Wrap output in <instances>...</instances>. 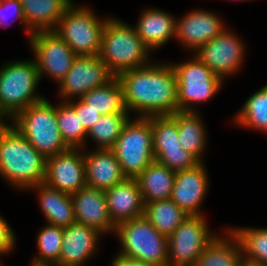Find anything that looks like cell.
Segmentation results:
<instances>
[{
	"instance_id": "6da1fadb",
	"label": "cell",
	"mask_w": 267,
	"mask_h": 266,
	"mask_svg": "<svg viewBox=\"0 0 267 266\" xmlns=\"http://www.w3.org/2000/svg\"><path fill=\"white\" fill-rule=\"evenodd\" d=\"M121 84L128 112L137 117L172 115L179 112L177 77L171 63H154L121 72Z\"/></svg>"
},
{
	"instance_id": "7a4b0ae2",
	"label": "cell",
	"mask_w": 267,
	"mask_h": 266,
	"mask_svg": "<svg viewBox=\"0 0 267 266\" xmlns=\"http://www.w3.org/2000/svg\"><path fill=\"white\" fill-rule=\"evenodd\" d=\"M7 122V123H6ZM46 158L8 121L0 126V177L16 189L44 183Z\"/></svg>"
},
{
	"instance_id": "3957f363",
	"label": "cell",
	"mask_w": 267,
	"mask_h": 266,
	"mask_svg": "<svg viewBox=\"0 0 267 266\" xmlns=\"http://www.w3.org/2000/svg\"><path fill=\"white\" fill-rule=\"evenodd\" d=\"M150 50L138 36L135 27L114 17H107L101 37L99 58L117 76L123 71L148 65Z\"/></svg>"
},
{
	"instance_id": "277c9868",
	"label": "cell",
	"mask_w": 267,
	"mask_h": 266,
	"mask_svg": "<svg viewBox=\"0 0 267 266\" xmlns=\"http://www.w3.org/2000/svg\"><path fill=\"white\" fill-rule=\"evenodd\" d=\"M40 77L35 60L9 61L0 66V118L11 120L18 112L45 97L36 94Z\"/></svg>"
},
{
	"instance_id": "5b68a950",
	"label": "cell",
	"mask_w": 267,
	"mask_h": 266,
	"mask_svg": "<svg viewBox=\"0 0 267 266\" xmlns=\"http://www.w3.org/2000/svg\"><path fill=\"white\" fill-rule=\"evenodd\" d=\"M10 122L46 159L69 149L57 124L56 106L47 98L21 110Z\"/></svg>"
},
{
	"instance_id": "8992f818",
	"label": "cell",
	"mask_w": 267,
	"mask_h": 266,
	"mask_svg": "<svg viewBox=\"0 0 267 266\" xmlns=\"http://www.w3.org/2000/svg\"><path fill=\"white\" fill-rule=\"evenodd\" d=\"M114 233L121 243L119 253L153 266H168V237L145 216L119 223Z\"/></svg>"
},
{
	"instance_id": "52a82bcc",
	"label": "cell",
	"mask_w": 267,
	"mask_h": 266,
	"mask_svg": "<svg viewBox=\"0 0 267 266\" xmlns=\"http://www.w3.org/2000/svg\"><path fill=\"white\" fill-rule=\"evenodd\" d=\"M107 17H99L87 6L72 3L53 30L77 56L99 55Z\"/></svg>"
},
{
	"instance_id": "ba28073f",
	"label": "cell",
	"mask_w": 267,
	"mask_h": 266,
	"mask_svg": "<svg viewBox=\"0 0 267 266\" xmlns=\"http://www.w3.org/2000/svg\"><path fill=\"white\" fill-rule=\"evenodd\" d=\"M126 178H137L154 159L151 117L129 119L111 148Z\"/></svg>"
},
{
	"instance_id": "9c48e42d",
	"label": "cell",
	"mask_w": 267,
	"mask_h": 266,
	"mask_svg": "<svg viewBox=\"0 0 267 266\" xmlns=\"http://www.w3.org/2000/svg\"><path fill=\"white\" fill-rule=\"evenodd\" d=\"M171 65L177 77L179 111L197 112V103L208 102L220 92L223 80L195 55L187 62Z\"/></svg>"
},
{
	"instance_id": "30bf717a",
	"label": "cell",
	"mask_w": 267,
	"mask_h": 266,
	"mask_svg": "<svg viewBox=\"0 0 267 266\" xmlns=\"http://www.w3.org/2000/svg\"><path fill=\"white\" fill-rule=\"evenodd\" d=\"M204 215H188L168 236V266H193L217 233L210 231Z\"/></svg>"
},
{
	"instance_id": "8fae6325",
	"label": "cell",
	"mask_w": 267,
	"mask_h": 266,
	"mask_svg": "<svg viewBox=\"0 0 267 266\" xmlns=\"http://www.w3.org/2000/svg\"><path fill=\"white\" fill-rule=\"evenodd\" d=\"M29 44L34 54L40 80L50 76L60 82L71 69L77 57L71 47L54 31L34 32Z\"/></svg>"
},
{
	"instance_id": "7c38bea8",
	"label": "cell",
	"mask_w": 267,
	"mask_h": 266,
	"mask_svg": "<svg viewBox=\"0 0 267 266\" xmlns=\"http://www.w3.org/2000/svg\"><path fill=\"white\" fill-rule=\"evenodd\" d=\"M245 51L241 38L226 27L221 34L199 47L194 55L224 81L226 76L241 69Z\"/></svg>"
},
{
	"instance_id": "4fadbf2b",
	"label": "cell",
	"mask_w": 267,
	"mask_h": 266,
	"mask_svg": "<svg viewBox=\"0 0 267 266\" xmlns=\"http://www.w3.org/2000/svg\"><path fill=\"white\" fill-rule=\"evenodd\" d=\"M113 77L98 55L77 56L67 75L58 82L59 97L63 102L79 99L90 90L105 85Z\"/></svg>"
},
{
	"instance_id": "5bb4252c",
	"label": "cell",
	"mask_w": 267,
	"mask_h": 266,
	"mask_svg": "<svg viewBox=\"0 0 267 266\" xmlns=\"http://www.w3.org/2000/svg\"><path fill=\"white\" fill-rule=\"evenodd\" d=\"M44 183L70 195L87 186L83 149L69 148L48 157Z\"/></svg>"
},
{
	"instance_id": "9a60e30c",
	"label": "cell",
	"mask_w": 267,
	"mask_h": 266,
	"mask_svg": "<svg viewBox=\"0 0 267 266\" xmlns=\"http://www.w3.org/2000/svg\"><path fill=\"white\" fill-rule=\"evenodd\" d=\"M204 162L177 171L170 199L188 215H203L200 209L209 187V176Z\"/></svg>"
},
{
	"instance_id": "2e32d148",
	"label": "cell",
	"mask_w": 267,
	"mask_h": 266,
	"mask_svg": "<svg viewBox=\"0 0 267 266\" xmlns=\"http://www.w3.org/2000/svg\"><path fill=\"white\" fill-rule=\"evenodd\" d=\"M225 22L212 11L194 10L176 20L175 39L193 53L225 29Z\"/></svg>"
},
{
	"instance_id": "e0dca14e",
	"label": "cell",
	"mask_w": 267,
	"mask_h": 266,
	"mask_svg": "<svg viewBox=\"0 0 267 266\" xmlns=\"http://www.w3.org/2000/svg\"><path fill=\"white\" fill-rule=\"evenodd\" d=\"M103 234L85 224L74 222L63 228L59 266H85L98 250Z\"/></svg>"
},
{
	"instance_id": "ac0fdd59",
	"label": "cell",
	"mask_w": 267,
	"mask_h": 266,
	"mask_svg": "<svg viewBox=\"0 0 267 266\" xmlns=\"http://www.w3.org/2000/svg\"><path fill=\"white\" fill-rule=\"evenodd\" d=\"M76 222L102 233L115 231L111 221L105 191L85 186L71 195Z\"/></svg>"
},
{
	"instance_id": "d6986e66",
	"label": "cell",
	"mask_w": 267,
	"mask_h": 266,
	"mask_svg": "<svg viewBox=\"0 0 267 266\" xmlns=\"http://www.w3.org/2000/svg\"><path fill=\"white\" fill-rule=\"evenodd\" d=\"M111 221L118 225L144 216V202L137 178H125L105 190Z\"/></svg>"
},
{
	"instance_id": "ffe728a7",
	"label": "cell",
	"mask_w": 267,
	"mask_h": 266,
	"mask_svg": "<svg viewBox=\"0 0 267 266\" xmlns=\"http://www.w3.org/2000/svg\"><path fill=\"white\" fill-rule=\"evenodd\" d=\"M83 152L88 187L105 191L126 178L111 149H95L90 152L84 148Z\"/></svg>"
},
{
	"instance_id": "44dd1931",
	"label": "cell",
	"mask_w": 267,
	"mask_h": 266,
	"mask_svg": "<svg viewBox=\"0 0 267 266\" xmlns=\"http://www.w3.org/2000/svg\"><path fill=\"white\" fill-rule=\"evenodd\" d=\"M176 20L175 16L164 10L149 7L141 13L134 27L142 42L152 52L175 38Z\"/></svg>"
},
{
	"instance_id": "7402d4cb",
	"label": "cell",
	"mask_w": 267,
	"mask_h": 266,
	"mask_svg": "<svg viewBox=\"0 0 267 266\" xmlns=\"http://www.w3.org/2000/svg\"><path fill=\"white\" fill-rule=\"evenodd\" d=\"M38 192V200L47 224L68 227L76 222L74 206L70 194L40 183L29 190Z\"/></svg>"
},
{
	"instance_id": "603a6c76",
	"label": "cell",
	"mask_w": 267,
	"mask_h": 266,
	"mask_svg": "<svg viewBox=\"0 0 267 266\" xmlns=\"http://www.w3.org/2000/svg\"><path fill=\"white\" fill-rule=\"evenodd\" d=\"M27 27L34 33L53 31L73 0H20Z\"/></svg>"
},
{
	"instance_id": "cb8c5ba5",
	"label": "cell",
	"mask_w": 267,
	"mask_h": 266,
	"mask_svg": "<svg viewBox=\"0 0 267 266\" xmlns=\"http://www.w3.org/2000/svg\"><path fill=\"white\" fill-rule=\"evenodd\" d=\"M176 172L154 160L137 177L143 202L150 203L171 197Z\"/></svg>"
},
{
	"instance_id": "d4e9b609",
	"label": "cell",
	"mask_w": 267,
	"mask_h": 266,
	"mask_svg": "<svg viewBox=\"0 0 267 266\" xmlns=\"http://www.w3.org/2000/svg\"><path fill=\"white\" fill-rule=\"evenodd\" d=\"M224 233L215 237L193 266H238L242 257L239 239L228 227Z\"/></svg>"
},
{
	"instance_id": "484cf974",
	"label": "cell",
	"mask_w": 267,
	"mask_h": 266,
	"mask_svg": "<svg viewBox=\"0 0 267 266\" xmlns=\"http://www.w3.org/2000/svg\"><path fill=\"white\" fill-rule=\"evenodd\" d=\"M199 112H177L178 142L200 162L207 144V133Z\"/></svg>"
},
{
	"instance_id": "4316f807",
	"label": "cell",
	"mask_w": 267,
	"mask_h": 266,
	"mask_svg": "<svg viewBox=\"0 0 267 266\" xmlns=\"http://www.w3.org/2000/svg\"><path fill=\"white\" fill-rule=\"evenodd\" d=\"M81 99L101 115L129 113L125 105L121 84L116 76L105 85L85 93Z\"/></svg>"
},
{
	"instance_id": "83f0119b",
	"label": "cell",
	"mask_w": 267,
	"mask_h": 266,
	"mask_svg": "<svg viewBox=\"0 0 267 266\" xmlns=\"http://www.w3.org/2000/svg\"><path fill=\"white\" fill-rule=\"evenodd\" d=\"M144 216L159 233L168 237L187 218L188 214L169 198L145 203Z\"/></svg>"
},
{
	"instance_id": "f1b7e54d",
	"label": "cell",
	"mask_w": 267,
	"mask_h": 266,
	"mask_svg": "<svg viewBox=\"0 0 267 266\" xmlns=\"http://www.w3.org/2000/svg\"><path fill=\"white\" fill-rule=\"evenodd\" d=\"M233 120L238 126L267 134V83L245 101Z\"/></svg>"
},
{
	"instance_id": "f546056e",
	"label": "cell",
	"mask_w": 267,
	"mask_h": 266,
	"mask_svg": "<svg viewBox=\"0 0 267 266\" xmlns=\"http://www.w3.org/2000/svg\"><path fill=\"white\" fill-rule=\"evenodd\" d=\"M56 119L61 136L69 148H86L87 131L68 102L61 101L56 105Z\"/></svg>"
},
{
	"instance_id": "4dcf8cb0",
	"label": "cell",
	"mask_w": 267,
	"mask_h": 266,
	"mask_svg": "<svg viewBox=\"0 0 267 266\" xmlns=\"http://www.w3.org/2000/svg\"><path fill=\"white\" fill-rule=\"evenodd\" d=\"M129 116L130 113L101 115L87 132V137L96 142V149H111L130 119Z\"/></svg>"
},
{
	"instance_id": "1f68e13d",
	"label": "cell",
	"mask_w": 267,
	"mask_h": 266,
	"mask_svg": "<svg viewBox=\"0 0 267 266\" xmlns=\"http://www.w3.org/2000/svg\"><path fill=\"white\" fill-rule=\"evenodd\" d=\"M228 228L239 239L244 258L267 266V228Z\"/></svg>"
},
{
	"instance_id": "d6a6232c",
	"label": "cell",
	"mask_w": 267,
	"mask_h": 266,
	"mask_svg": "<svg viewBox=\"0 0 267 266\" xmlns=\"http://www.w3.org/2000/svg\"><path fill=\"white\" fill-rule=\"evenodd\" d=\"M153 150L181 148L178 142L177 112L172 115L151 116Z\"/></svg>"
},
{
	"instance_id": "836d02e7",
	"label": "cell",
	"mask_w": 267,
	"mask_h": 266,
	"mask_svg": "<svg viewBox=\"0 0 267 266\" xmlns=\"http://www.w3.org/2000/svg\"><path fill=\"white\" fill-rule=\"evenodd\" d=\"M63 227L47 224L37 235V250L33 259L42 262H53L59 265Z\"/></svg>"
},
{
	"instance_id": "e575fe53",
	"label": "cell",
	"mask_w": 267,
	"mask_h": 266,
	"mask_svg": "<svg viewBox=\"0 0 267 266\" xmlns=\"http://www.w3.org/2000/svg\"><path fill=\"white\" fill-rule=\"evenodd\" d=\"M154 159L175 172L192 168L200 161L184 148L173 150H153Z\"/></svg>"
},
{
	"instance_id": "d590c367",
	"label": "cell",
	"mask_w": 267,
	"mask_h": 266,
	"mask_svg": "<svg viewBox=\"0 0 267 266\" xmlns=\"http://www.w3.org/2000/svg\"><path fill=\"white\" fill-rule=\"evenodd\" d=\"M10 16L12 18L14 16L12 23H14L15 20L20 21V23L24 26L28 39H30L33 32L27 27L20 0H0V27H7L12 24L9 20Z\"/></svg>"
},
{
	"instance_id": "8d00e7d4",
	"label": "cell",
	"mask_w": 267,
	"mask_h": 266,
	"mask_svg": "<svg viewBox=\"0 0 267 266\" xmlns=\"http://www.w3.org/2000/svg\"><path fill=\"white\" fill-rule=\"evenodd\" d=\"M72 99L68 103L76 110L79 119L85 130L88 132L97 120L100 119L101 114L94 109L90 108L81 98Z\"/></svg>"
},
{
	"instance_id": "74e56055",
	"label": "cell",
	"mask_w": 267,
	"mask_h": 266,
	"mask_svg": "<svg viewBox=\"0 0 267 266\" xmlns=\"http://www.w3.org/2000/svg\"><path fill=\"white\" fill-rule=\"evenodd\" d=\"M16 236L5 218L0 216V256L9 254L15 248Z\"/></svg>"
},
{
	"instance_id": "f35d334b",
	"label": "cell",
	"mask_w": 267,
	"mask_h": 266,
	"mask_svg": "<svg viewBox=\"0 0 267 266\" xmlns=\"http://www.w3.org/2000/svg\"><path fill=\"white\" fill-rule=\"evenodd\" d=\"M110 266H153L150 264H146L139 259L131 258L121 253H117L110 263Z\"/></svg>"
},
{
	"instance_id": "ab89813d",
	"label": "cell",
	"mask_w": 267,
	"mask_h": 266,
	"mask_svg": "<svg viewBox=\"0 0 267 266\" xmlns=\"http://www.w3.org/2000/svg\"><path fill=\"white\" fill-rule=\"evenodd\" d=\"M238 266H266L260 262L252 261L249 259L244 258L243 256L240 258Z\"/></svg>"
},
{
	"instance_id": "60d3db41",
	"label": "cell",
	"mask_w": 267,
	"mask_h": 266,
	"mask_svg": "<svg viewBox=\"0 0 267 266\" xmlns=\"http://www.w3.org/2000/svg\"><path fill=\"white\" fill-rule=\"evenodd\" d=\"M29 266H59V265L53 262H42L33 259Z\"/></svg>"
},
{
	"instance_id": "b9f144b4",
	"label": "cell",
	"mask_w": 267,
	"mask_h": 266,
	"mask_svg": "<svg viewBox=\"0 0 267 266\" xmlns=\"http://www.w3.org/2000/svg\"><path fill=\"white\" fill-rule=\"evenodd\" d=\"M3 122H4V121L0 118V126L2 125Z\"/></svg>"
}]
</instances>
